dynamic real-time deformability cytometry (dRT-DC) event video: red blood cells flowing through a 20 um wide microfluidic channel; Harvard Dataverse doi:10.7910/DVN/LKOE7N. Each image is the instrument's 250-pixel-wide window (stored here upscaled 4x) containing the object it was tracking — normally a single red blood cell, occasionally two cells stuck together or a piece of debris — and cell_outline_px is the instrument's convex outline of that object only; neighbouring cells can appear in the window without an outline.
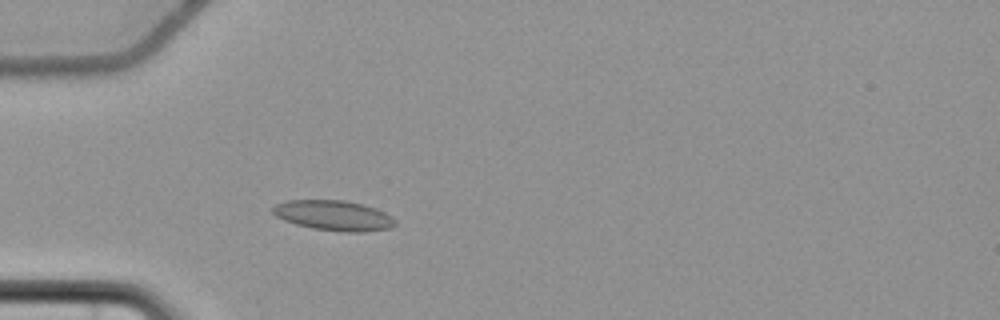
{"species": "common noctule bat (a hibernating species)", "species_latin": "Nyctalus noctula", "temperature_condition": "cold", "stored_images_in_passage": 40, "camera_frame_rate_fps": 3000, "um_per_image_px": 0.085, "animal": {"sex": "female", "body_mass_g": 22.7, "forearm_length_mm": 54.2}, "frame": {"image": 1, "passage_image": 1, "time_ms": 0.0, "image_size_px": [1000, 320], "cell_outline_px": [[396, 224], [392, 228], [364, 232], [344, 232], [312, 228], [296, 224], [284, 220], [276, 216], [272, 212], [272, 208], [276, 204], [288, 200], [344, 200], [364, 204], [376, 208], [392, 216], [396, 220]], "centroid_in_image_um": [28.4, 18.32], "position_along_channel_um": 56.6, "area_um2": 21.68}}
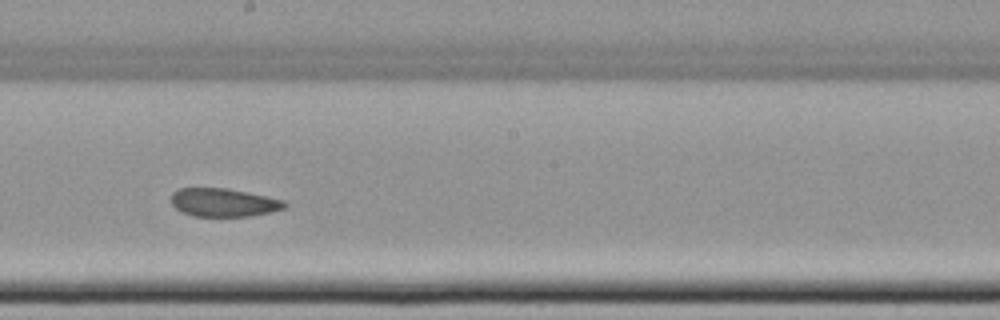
{"frame": {"image": 2, "passage_image": 16, "time_ms": 5.0, "image_size_px": [1000, 320], "cell_outline_px": [[288, 204], [284, 208], [268, 212], [248, 216], [192, 216], [176, 208], [172, 204], [172, 192], [180, 188], [228, 188], [284, 200]], "centroid_in_image_um": [18.99, 17.2], "position_along_channel_um": 229.2, "area_um2": 18.5}}
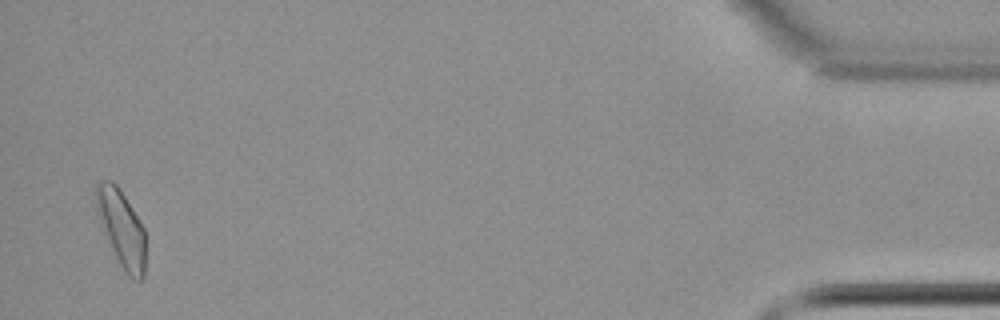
{"frame": {"image": 3, "passage_image": 39, "time_ms": 12.667, "image_size_px": [1000, 320], "cell_outline_px": [[144, 276], [140, 280], [132, 280], [124, 272], [104, 236], [92, 192], [96, 184], [100, 180], [112, 180], [116, 184], [132, 208], [144, 228]], "centroid_in_image_um": [10.27, 19.38], "position_along_channel_um": 424.9, "area_um2": 22.31}, "authors_computed_cell_mechanics": {"area_um2": 19.7098, "velocity_mm_per_s": 3.6575, "shape_relaxation_time_tau1_ms": null, "shape_relaxation_time_tau2_ms": 2.7302, "deformation_change_tau1": null, "deformation_change_tau2": 0.0729}}